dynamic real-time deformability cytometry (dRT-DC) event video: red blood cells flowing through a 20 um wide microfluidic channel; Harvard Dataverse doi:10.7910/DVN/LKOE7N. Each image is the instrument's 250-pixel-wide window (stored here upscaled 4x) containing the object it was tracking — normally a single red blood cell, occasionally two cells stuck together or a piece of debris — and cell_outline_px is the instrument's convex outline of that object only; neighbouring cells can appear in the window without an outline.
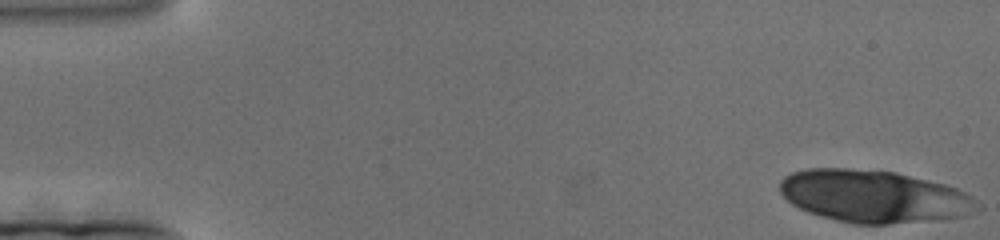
{"species": "human", "species_latin": "Homo sapiens", "temperature_condition": "cold", "stored_images_in_passage": 57, "camera_frame_rate_fps": 3000, "um_per_image_px": 0.085, "donor": {"sex": "female"}, "frame": {"image": 1, "passage_image": 1, "time_ms": 0.0, "image_size_px": [1000, 240], "cell_outline_px": [[984, 208], [964, 216], [888, 224], [852, 224], [820, 216], [808, 212], [792, 204], [780, 192], [780, 180], [784, 176], [792, 172], [808, 168], [848, 168], [896, 172], [944, 184], [956, 188], [972, 196]], "centroid_in_image_um": [74.28, 16.68], "position_along_channel_um": 10.7, "area_um2": 60.4}}